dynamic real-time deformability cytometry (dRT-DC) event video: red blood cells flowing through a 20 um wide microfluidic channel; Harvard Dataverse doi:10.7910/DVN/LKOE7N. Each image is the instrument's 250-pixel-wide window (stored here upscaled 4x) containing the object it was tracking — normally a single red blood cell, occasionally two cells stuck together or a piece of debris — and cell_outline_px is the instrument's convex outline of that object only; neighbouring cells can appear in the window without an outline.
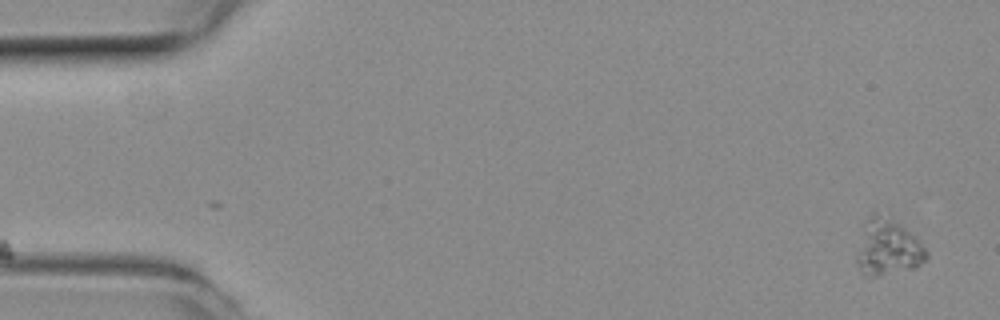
{"species": "common noctule bat (a hibernating species)", "species_latin": "Nyctalus noctula", "temperature_condition": "room temperature", "stored_images_in_passage": 30, "camera_frame_rate_fps": 3000, "um_per_image_px": 0.085, "animal": {"sex": "female", "body_mass_g": 19.3, "forearm_length_mm": 54.1}, "frame": {"image": 1, "passage_image": 1, "time_ms": 0.0, "image_size_px": [1000, 320], "cell_outline_px": [[928, 256], [916, 268], [880, 276], [864, 276], [860, 272], [856, 264], [856, 256], [864, 228], [872, 212], [876, 212], [900, 224], [916, 236], [928, 252]], "centroid_in_image_um": [75.48, 21.08], "position_along_channel_um": 9.5, "area_um2": 22.66}}